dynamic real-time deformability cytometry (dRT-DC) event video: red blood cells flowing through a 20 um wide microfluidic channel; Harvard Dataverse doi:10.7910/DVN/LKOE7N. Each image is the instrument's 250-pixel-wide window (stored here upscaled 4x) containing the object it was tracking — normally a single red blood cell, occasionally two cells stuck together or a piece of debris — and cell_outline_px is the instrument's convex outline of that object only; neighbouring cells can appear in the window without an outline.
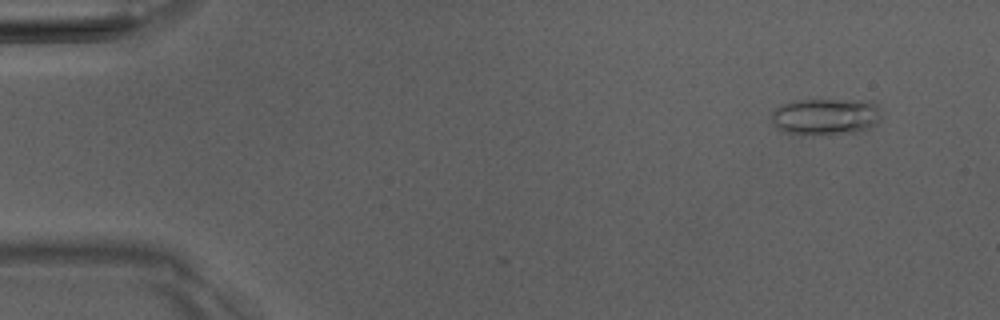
{"species": "Egyptian fruit bat (a non-hibernating species)", "species_latin": "Rousettus aegyptiacus", "temperature_condition": "room temperature", "stored_images_in_passage": 2, "camera_frame_rate_fps": 3000, "um_per_image_px": 0.085, "animal": {"sex": "male"}, "frame": {"image": 1, "passage_image": 2, "time_ms": 1.0, "image_size_px": [1000, 320], "cell_outline_px": [[880, 120], [868, 128], [860, 132], [812, 136], [784, 132], [772, 120], [772, 112], [776, 108], [784, 104], [796, 100], [868, 100], [876, 104], [880, 112]], "centroid_in_image_um": [70.21, 9.92], "position_along_channel_um": 14.8, "area_um2": 23.58}}